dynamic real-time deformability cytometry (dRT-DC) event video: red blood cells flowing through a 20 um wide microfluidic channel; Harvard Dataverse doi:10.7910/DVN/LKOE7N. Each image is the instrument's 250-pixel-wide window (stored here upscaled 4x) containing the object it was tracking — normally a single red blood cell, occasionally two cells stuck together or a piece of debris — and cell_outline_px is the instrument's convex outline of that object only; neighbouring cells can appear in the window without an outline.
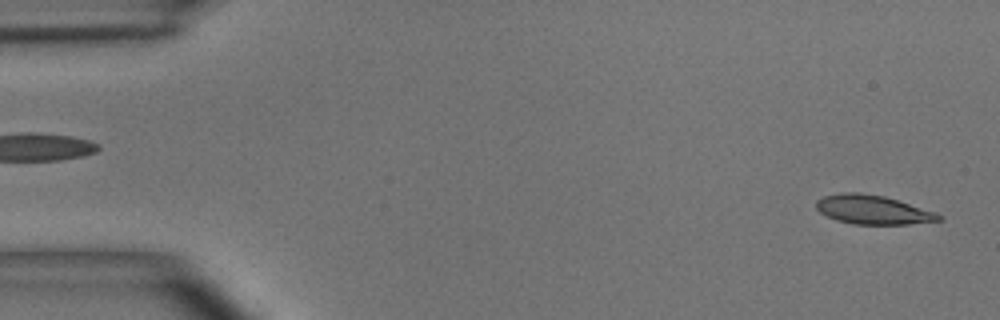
{"species": "common noctule bat (a hibernating species)", "species_latin": "Nyctalus noctula", "temperature_condition": "room temperature", "stored_images_in_passage": 5, "segment_of_instrument_passage": [2, 2], "camera_frame_rate_fps": 3000, "um_per_image_px": 0.085, "animal": {"sex": "male", "body_mass_g": 15.6}, "frame": {"image": 1, "passage_image": 5, "time_ms": 4.667, "image_size_px": [1000, 320], "cell_outline_px": [[944, 220], [908, 224], [852, 224], [836, 220], [820, 212], [816, 208], [816, 200], [824, 196], [844, 192], [860, 192], [884, 196], [936, 212], [944, 216]], "centroid_in_image_um": [74.21, 17.83], "position_along_channel_um": 10.8, "area_um2": 20.75}}